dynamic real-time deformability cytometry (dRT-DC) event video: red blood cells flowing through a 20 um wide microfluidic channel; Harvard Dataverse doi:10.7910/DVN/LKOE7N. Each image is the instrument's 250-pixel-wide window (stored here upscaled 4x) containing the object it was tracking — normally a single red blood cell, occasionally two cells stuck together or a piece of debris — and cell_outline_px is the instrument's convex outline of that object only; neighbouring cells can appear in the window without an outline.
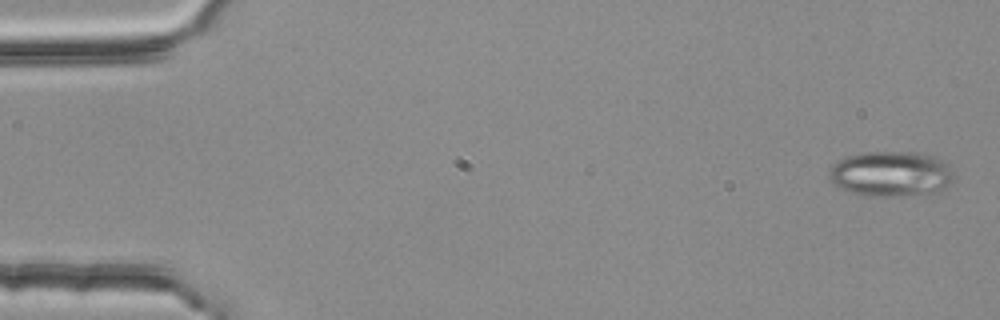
{"species": "common noctule bat (a hibernating species)", "species_latin": "Nyctalus noctula", "temperature_condition": "room temperature", "stored_images_in_passage": 4, "camera_frame_rate_fps": 3000, "um_per_image_px": 0.085, "animal": {"sex": "female", "body_mass_g": 25.1}, "frame": {"image": 1, "passage_image": 1, "time_ms": 0.0, "image_size_px": [1000, 320], "cell_outline_px": [[952, 180], [936, 192], [888, 196], [868, 196], [852, 192], [840, 188], [828, 176], [828, 172], [836, 160], [844, 156], [864, 152], [924, 152], [936, 156], [948, 164]], "centroid_in_image_um": [75.68, 14.74], "position_along_channel_um": 9.3, "area_um2": 32.71}}